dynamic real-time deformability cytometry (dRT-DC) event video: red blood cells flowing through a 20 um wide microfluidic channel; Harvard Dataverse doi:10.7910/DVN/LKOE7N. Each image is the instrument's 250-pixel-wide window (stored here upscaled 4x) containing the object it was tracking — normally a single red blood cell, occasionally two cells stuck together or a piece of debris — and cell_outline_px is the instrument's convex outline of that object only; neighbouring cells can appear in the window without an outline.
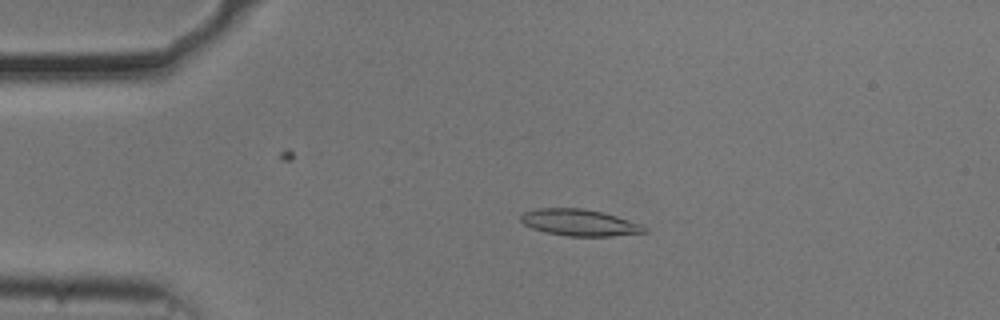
{"species": "common noctule bat (a hibernating species)", "species_latin": "Nyctalus noctula", "temperature_condition": "cold", "stored_images_in_passage": 31, "camera_frame_rate_fps": 3000, "um_per_image_px": 0.085, "animal": {"sex": "male", "body_mass_g": 20.5, "forearm_length_mm": 52.5}, "frame": {"image": 1, "passage_image": 8, "time_ms": 2.333, "image_size_px": [1000, 320], "cell_outline_px": [[648, 232], [612, 236], [568, 236], [544, 232], [532, 228], [524, 224], [520, 220], [520, 216], [524, 212], [536, 208], [584, 208], [604, 212], [640, 224], [648, 228]], "centroid_in_image_um": [49.25, 18.91], "position_along_channel_um": 35.7, "area_um2": 19.25}}
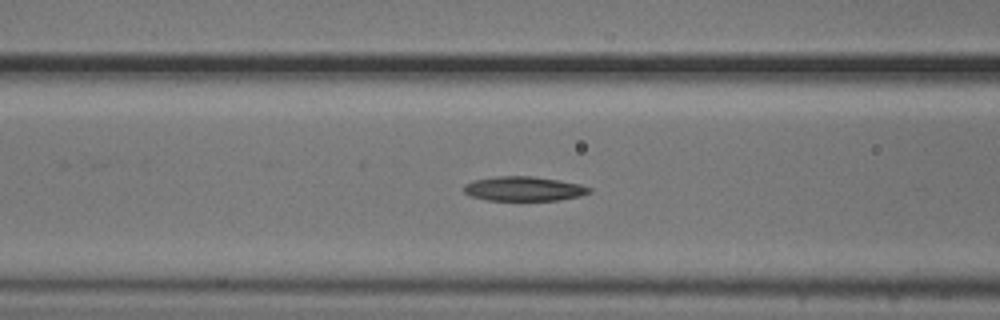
{"frame": {"image": 2, "passage_image": 18, "time_ms": 5.667, "image_size_px": [1000, 320], "cell_outline_px": [[592, 192], [580, 196], [556, 200], [488, 200], [468, 196], [464, 192], [464, 184], [472, 180], [496, 176], [532, 176], [580, 184], [592, 188]], "centroid_in_image_um": [44.49, 16.04], "position_along_channel_um": 122.1, "area_um2": 17.92}}
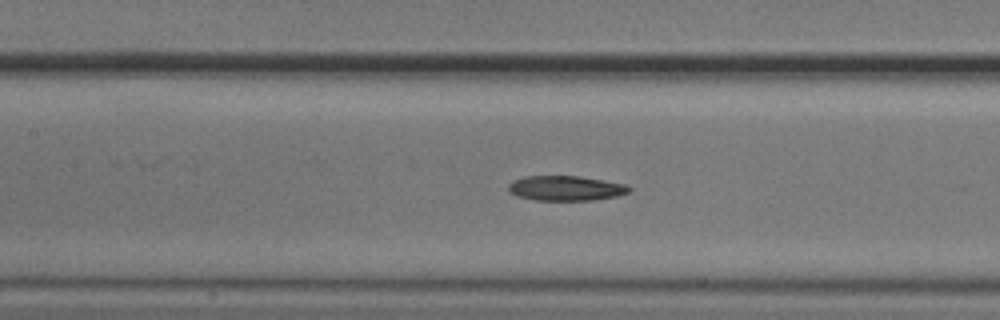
{"frame": {"image": 3, "passage_image": 21, "time_ms": 6.667, "image_size_px": [1000, 320], "cell_outline_px": [[632, 192], [616, 196], [592, 200], [536, 200], [516, 196], [508, 192], [508, 184], [512, 180], [524, 176], [580, 176], [624, 184], [632, 188]], "centroid_in_image_um": [48.06, 16.0], "position_along_channel_um": 159.3, "area_um2": 17.63}}